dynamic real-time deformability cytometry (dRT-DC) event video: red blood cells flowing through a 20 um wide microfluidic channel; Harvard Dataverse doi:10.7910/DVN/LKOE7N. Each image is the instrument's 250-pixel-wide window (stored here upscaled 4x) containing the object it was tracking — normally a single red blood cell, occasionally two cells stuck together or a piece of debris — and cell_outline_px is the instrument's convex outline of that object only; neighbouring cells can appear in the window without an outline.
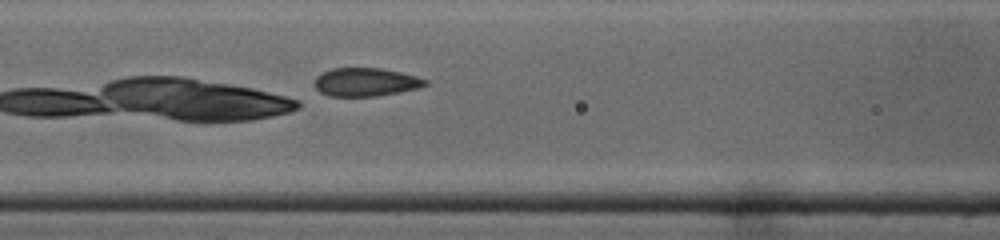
{"species": "common noctule bat (a hibernating species)", "species_latin": "Nyctalus noctula", "temperature_condition": "cold", "stored_images_in_passage": 18, "camera_frame_rate_fps": 3000, "um_per_image_px": 0.085, "animal": {"sex": "male", "body_mass_g": 19.0, "forearm_length_mm": 50.8}, "frame": {"image": 1, "passage_image": 18, "time_ms": 5.667, "image_size_px": [1000, 240], "cell_outline_px": [[428, 84], [420, 88], [376, 96], [328, 96], [320, 92], [316, 88], [316, 76], [332, 68], [380, 68], [400, 72], [416, 76], [428, 80]], "centroid_in_image_um": [31.11, 6.98], "position_along_channel_um": 135.5, "area_um2": 18.21}}